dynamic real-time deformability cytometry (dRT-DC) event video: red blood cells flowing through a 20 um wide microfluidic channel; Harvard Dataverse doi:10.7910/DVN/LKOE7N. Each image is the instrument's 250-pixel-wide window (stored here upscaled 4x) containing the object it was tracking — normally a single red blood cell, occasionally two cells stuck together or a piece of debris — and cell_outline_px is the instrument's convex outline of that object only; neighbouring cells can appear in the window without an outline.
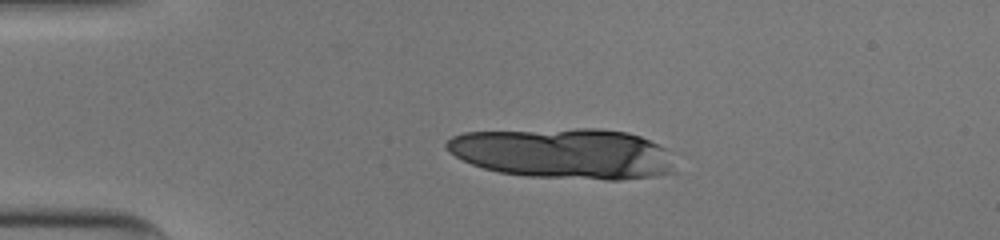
{"species": "human", "species_latin": "Homo sapiens", "temperature_condition": "cold", "stored_images_in_passage": 5, "segment_of_instrument_passage": [2, 2], "camera_frame_rate_fps": 3000, "um_per_image_px": 0.085, "donor": {"sex": "male"}, "frame": {"image": 1, "passage_image": 4, "time_ms": 1.0, "image_size_px": [1000, 240], "cell_outline_px": [[644, 140], [624, 176], [596, 176], [512, 172], [492, 168], [480, 164], [568, 132], [616, 132], [636, 136]], "centroid_in_image_um": [48.81, 13.2], "position_along_channel_um": 36.2, "area_um2": 35.78}}